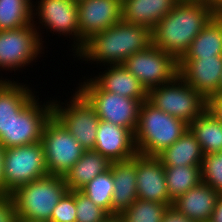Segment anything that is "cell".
I'll use <instances>...</instances> for the list:
<instances>
[{"label": "cell", "instance_id": "6da1fadb", "mask_svg": "<svg viewBox=\"0 0 222 222\" xmlns=\"http://www.w3.org/2000/svg\"><path fill=\"white\" fill-rule=\"evenodd\" d=\"M28 87L14 80H0V145L4 149L40 142L53 115V100L39 104V97L36 99Z\"/></svg>", "mask_w": 222, "mask_h": 222}, {"label": "cell", "instance_id": "7a4b0ae2", "mask_svg": "<svg viewBox=\"0 0 222 222\" xmlns=\"http://www.w3.org/2000/svg\"><path fill=\"white\" fill-rule=\"evenodd\" d=\"M213 17L207 1L180 0L151 31L152 44L179 61Z\"/></svg>", "mask_w": 222, "mask_h": 222}, {"label": "cell", "instance_id": "3957f363", "mask_svg": "<svg viewBox=\"0 0 222 222\" xmlns=\"http://www.w3.org/2000/svg\"><path fill=\"white\" fill-rule=\"evenodd\" d=\"M150 44L151 30L121 20L91 36L74 55L83 61H96L97 65L99 62L104 66L106 63V66L122 65L129 56L145 50Z\"/></svg>", "mask_w": 222, "mask_h": 222}, {"label": "cell", "instance_id": "277c9868", "mask_svg": "<svg viewBox=\"0 0 222 222\" xmlns=\"http://www.w3.org/2000/svg\"><path fill=\"white\" fill-rule=\"evenodd\" d=\"M188 129V124L144 101L140 108L138 124L134 133L137 153L156 157L176 142Z\"/></svg>", "mask_w": 222, "mask_h": 222}, {"label": "cell", "instance_id": "5b68a950", "mask_svg": "<svg viewBox=\"0 0 222 222\" xmlns=\"http://www.w3.org/2000/svg\"><path fill=\"white\" fill-rule=\"evenodd\" d=\"M67 191L64 177L55 175L19 187L11 194L18 219L50 222L52 211Z\"/></svg>", "mask_w": 222, "mask_h": 222}, {"label": "cell", "instance_id": "8992f818", "mask_svg": "<svg viewBox=\"0 0 222 222\" xmlns=\"http://www.w3.org/2000/svg\"><path fill=\"white\" fill-rule=\"evenodd\" d=\"M77 91L94 108L102 121L124 127L135 133L141 105L147 99H133L102 90L91 78L81 82Z\"/></svg>", "mask_w": 222, "mask_h": 222}, {"label": "cell", "instance_id": "52a82bcc", "mask_svg": "<svg viewBox=\"0 0 222 222\" xmlns=\"http://www.w3.org/2000/svg\"><path fill=\"white\" fill-rule=\"evenodd\" d=\"M147 100L188 125L207 109V100L179 75L148 91Z\"/></svg>", "mask_w": 222, "mask_h": 222}, {"label": "cell", "instance_id": "ba28073f", "mask_svg": "<svg viewBox=\"0 0 222 222\" xmlns=\"http://www.w3.org/2000/svg\"><path fill=\"white\" fill-rule=\"evenodd\" d=\"M4 195L48 176L43 145L40 142L4 149Z\"/></svg>", "mask_w": 222, "mask_h": 222}, {"label": "cell", "instance_id": "9c48e42d", "mask_svg": "<svg viewBox=\"0 0 222 222\" xmlns=\"http://www.w3.org/2000/svg\"><path fill=\"white\" fill-rule=\"evenodd\" d=\"M41 143L49 175L64 177L85 151L53 115L44 126Z\"/></svg>", "mask_w": 222, "mask_h": 222}, {"label": "cell", "instance_id": "30bf717a", "mask_svg": "<svg viewBox=\"0 0 222 222\" xmlns=\"http://www.w3.org/2000/svg\"><path fill=\"white\" fill-rule=\"evenodd\" d=\"M122 65L139 80L147 92L172 81L179 70V61L153 44L129 56Z\"/></svg>", "mask_w": 222, "mask_h": 222}, {"label": "cell", "instance_id": "8fae6325", "mask_svg": "<svg viewBox=\"0 0 222 222\" xmlns=\"http://www.w3.org/2000/svg\"><path fill=\"white\" fill-rule=\"evenodd\" d=\"M32 22L19 29L0 30V69H10L28 66L39 57L43 43L41 33ZM41 37V38H40ZM43 42V43H42ZM0 80H4L1 76Z\"/></svg>", "mask_w": 222, "mask_h": 222}, {"label": "cell", "instance_id": "7c38bea8", "mask_svg": "<svg viewBox=\"0 0 222 222\" xmlns=\"http://www.w3.org/2000/svg\"><path fill=\"white\" fill-rule=\"evenodd\" d=\"M70 99L65 106L60 104V100H53V116L85 150H93L100 119L78 91H75Z\"/></svg>", "mask_w": 222, "mask_h": 222}, {"label": "cell", "instance_id": "4fadbf2b", "mask_svg": "<svg viewBox=\"0 0 222 222\" xmlns=\"http://www.w3.org/2000/svg\"><path fill=\"white\" fill-rule=\"evenodd\" d=\"M38 5L33 4L32 15L33 22L38 16V22L45 26L46 30L58 33L61 35L73 36L74 44L72 47L79 51V27H78V7L77 2L73 0H40ZM36 11V12H35ZM35 16V17H34ZM76 48V49H75Z\"/></svg>", "mask_w": 222, "mask_h": 222}, {"label": "cell", "instance_id": "5bb4252c", "mask_svg": "<svg viewBox=\"0 0 222 222\" xmlns=\"http://www.w3.org/2000/svg\"><path fill=\"white\" fill-rule=\"evenodd\" d=\"M77 7L79 50L91 36L122 20V0H80Z\"/></svg>", "mask_w": 222, "mask_h": 222}, {"label": "cell", "instance_id": "9a60e30c", "mask_svg": "<svg viewBox=\"0 0 222 222\" xmlns=\"http://www.w3.org/2000/svg\"><path fill=\"white\" fill-rule=\"evenodd\" d=\"M178 75L208 100L220 93L222 56L182 57Z\"/></svg>", "mask_w": 222, "mask_h": 222}, {"label": "cell", "instance_id": "2e32d148", "mask_svg": "<svg viewBox=\"0 0 222 222\" xmlns=\"http://www.w3.org/2000/svg\"><path fill=\"white\" fill-rule=\"evenodd\" d=\"M137 197L172 206L163 164L156 157L136 155Z\"/></svg>", "mask_w": 222, "mask_h": 222}, {"label": "cell", "instance_id": "e0dca14e", "mask_svg": "<svg viewBox=\"0 0 222 222\" xmlns=\"http://www.w3.org/2000/svg\"><path fill=\"white\" fill-rule=\"evenodd\" d=\"M93 150L110 162L126 161L138 154L132 131L102 120L99 121Z\"/></svg>", "mask_w": 222, "mask_h": 222}, {"label": "cell", "instance_id": "ac0fdd59", "mask_svg": "<svg viewBox=\"0 0 222 222\" xmlns=\"http://www.w3.org/2000/svg\"><path fill=\"white\" fill-rule=\"evenodd\" d=\"M220 195V192L200 182L176 198L172 206L193 221L209 222Z\"/></svg>", "mask_w": 222, "mask_h": 222}, {"label": "cell", "instance_id": "d6986e66", "mask_svg": "<svg viewBox=\"0 0 222 222\" xmlns=\"http://www.w3.org/2000/svg\"><path fill=\"white\" fill-rule=\"evenodd\" d=\"M114 182L112 215L121 214L137 200L136 156L126 161L111 162Z\"/></svg>", "mask_w": 222, "mask_h": 222}, {"label": "cell", "instance_id": "ffe728a7", "mask_svg": "<svg viewBox=\"0 0 222 222\" xmlns=\"http://www.w3.org/2000/svg\"><path fill=\"white\" fill-rule=\"evenodd\" d=\"M180 0H122V20L153 30Z\"/></svg>", "mask_w": 222, "mask_h": 222}, {"label": "cell", "instance_id": "44dd1931", "mask_svg": "<svg viewBox=\"0 0 222 222\" xmlns=\"http://www.w3.org/2000/svg\"><path fill=\"white\" fill-rule=\"evenodd\" d=\"M103 73L91 78L102 90L127 98L147 99V90L123 65H108Z\"/></svg>", "mask_w": 222, "mask_h": 222}, {"label": "cell", "instance_id": "7402d4cb", "mask_svg": "<svg viewBox=\"0 0 222 222\" xmlns=\"http://www.w3.org/2000/svg\"><path fill=\"white\" fill-rule=\"evenodd\" d=\"M156 158L163 166H201L204 154L199 142L188 128L176 142L164 149Z\"/></svg>", "mask_w": 222, "mask_h": 222}, {"label": "cell", "instance_id": "603a6c76", "mask_svg": "<svg viewBox=\"0 0 222 222\" xmlns=\"http://www.w3.org/2000/svg\"><path fill=\"white\" fill-rule=\"evenodd\" d=\"M111 162L95 150H85L81 158L65 174L68 191L80 190L84 185L110 168Z\"/></svg>", "mask_w": 222, "mask_h": 222}, {"label": "cell", "instance_id": "cb8c5ba5", "mask_svg": "<svg viewBox=\"0 0 222 222\" xmlns=\"http://www.w3.org/2000/svg\"><path fill=\"white\" fill-rule=\"evenodd\" d=\"M204 155L222 151V123L206 109L188 125Z\"/></svg>", "mask_w": 222, "mask_h": 222}, {"label": "cell", "instance_id": "d4e9b609", "mask_svg": "<svg viewBox=\"0 0 222 222\" xmlns=\"http://www.w3.org/2000/svg\"><path fill=\"white\" fill-rule=\"evenodd\" d=\"M222 56V16H214L191 42L183 57Z\"/></svg>", "mask_w": 222, "mask_h": 222}, {"label": "cell", "instance_id": "484cf974", "mask_svg": "<svg viewBox=\"0 0 222 222\" xmlns=\"http://www.w3.org/2000/svg\"><path fill=\"white\" fill-rule=\"evenodd\" d=\"M200 167L164 166L168 195L172 201L202 182Z\"/></svg>", "mask_w": 222, "mask_h": 222}, {"label": "cell", "instance_id": "4316f807", "mask_svg": "<svg viewBox=\"0 0 222 222\" xmlns=\"http://www.w3.org/2000/svg\"><path fill=\"white\" fill-rule=\"evenodd\" d=\"M32 0H0V30L19 29L33 22Z\"/></svg>", "mask_w": 222, "mask_h": 222}, {"label": "cell", "instance_id": "83f0119b", "mask_svg": "<svg viewBox=\"0 0 222 222\" xmlns=\"http://www.w3.org/2000/svg\"><path fill=\"white\" fill-rule=\"evenodd\" d=\"M113 190L114 182L111 167L105 172L98 174L80 189L82 193L109 215H112Z\"/></svg>", "mask_w": 222, "mask_h": 222}, {"label": "cell", "instance_id": "f1b7e54d", "mask_svg": "<svg viewBox=\"0 0 222 222\" xmlns=\"http://www.w3.org/2000/svg\"><path fill=\"white\" fill-rule=\"evenodd\" d=\"M168 206L167 204L137 198L120 215L126 222H161Z\"/></svg>", "mask_w": 222, "mask_h": 222}, {"label": "cell", "instance_id": "f546056e", "mask_svg": "<svg viewBox=\"0 0 222 222\" xmlns=\"http://www.w3.org/2000/svg\"><path fill=\"white\" fill-rule=\"evenodd\" d=\"M200 171L202 182L222 194V151L204 155Z\"/></svg>", "mask_w": 222, "mask_h": 222}, {"label": "cell", "instance_id": "4dcf8cb0", "mask_svg": "<svg viewBox=\"0 0 222 222\" xmlns=\"http://www.w3.org/2000/svg\"><path fill=\"white\" fill-rule=\"evenodd\" d=\"M76 222H104L109 214L80 190H75Z\"/></svg>", "mask_w": 222, "mask_h": 222}, {"label": "cell", "instance_id": "1f68e13d", "mask_svg": "<svg viewBox=\"0 0 222 222\" xmlns=\"http://www.w3.org/2000/svg\"><path fill=\"white\" fill-rule=\"evenodd\" d=\"M50 222H76L75 190L62 196L52 211Z\"/></svg>", "mask_w": 222, "mask_h": 222}, {"label": "cell", "instance_id": "d6a6232c", "mask_svg": "<svg viewBox=\"0 0 222 222\" xmlns=\"http://www.w3.org/2000/svg\"><path fill=\"white\" fill-rule=\"evenodd\" d=\"M15 202L12 195H0V222H17Z\"/></svg>", "mask_w": 222, "mask_h": 222}, {"label": "cell", "instance_id": "836d02e7", "mask_svg": "<svg viewBox=\"0 0 222 222\" xmlns=\"http://www.w3.org/2000/svg\"><path fill=\"white\" fill-rule=\"evenodd\" d=\"M207 109L222 123V93L207 100Z\"/></svg>", "mask_w": 222, "mask_h": 222}, {"label": "cell", "instance_id": "e575fe53", "mask_svg": "<svg viewBox=\"0 0 222 222\" xmlns=\"http://www.w3.org/2000/svg\"><path fill=\"white\" fill-rule=\"evenodd\" d=\"M161 222H196L179 213L173 206H168Z\"/></svg>", "mask_w": 222, "mask_h": 222}, {"label": "cell", "instance_id": "d590c367", "mask_svg": "<svg viewBox=\"0 0 222 222\" xmlns=\"http://www.w3.org/2000/svg\"><path fill=\"white\" fill-rule=\"evenodd\" d=\"M209 222H222V194L216 203Z\"/></svg>", "mask_w": 222, "mask_h": 222}, {"label": "cell", "instance_id": "8d00e7d4", "mask_svg": "<svg viewBox=\"0 0 222 222\" xmlns=\"http://www.w3.org/2000/svg\"><path fill=\"white\" fill-rule=\"evenodd\" d=\"M4 148L0 145V195H4Z\"/></svg>", "mask_w": 222, "mask_h": 222}, {"label": "cell", "instance_id": "74e56055", "mask_svg": "<svg viewBox=\"0 0 222 222\" xmlns=\"http://www.w3.org/2000/svg\"><path fill=\"white\" fill-rule=\"evenodd\" d=\"M208 5L214 16H222V0H209Z\"/></svg>", "mask_w": 222, "mask_h": 222}, {"label": "cell", "instance_id": "f35d334b", "mask_svg": "<svg viewBox=\"0 0 222 222\" xmlns=\"http://www.w3.org/2000/svg\"><path fill=\"white\" fill-rule=\"evenodd\" d=\"M104 222H126L120 214L109 215Z\"/></svg>", "mask_w": 222, "mask_h": 222}, {"label": "cell", "instance_id": "ab89813d", "mask_svg": "<svg viewBox=\"0 0 222 222\" xmlns=\"http://www.w3.org/2000/svg\"><path fill=\"white\" fill-rule=\"evenodd\" d=\"M17 222H43V221H36V220H30V219H18Z\"/></svg>", "mask_w": 222, "mask_h": 222}, {"label": "cell", "instance_id": "60d3db41", "mask_svg": "<svg viewBox=\"0 0 222 222\" xmlns=\"http://www.w3.org/2000/svg\"><path fill=\"white\" fill-rule=\"evenodd\" d=\"M220 93H222V79H221Z\"/></svg>", "mask_w": 222, "mask_h": 222}]
</instances>
